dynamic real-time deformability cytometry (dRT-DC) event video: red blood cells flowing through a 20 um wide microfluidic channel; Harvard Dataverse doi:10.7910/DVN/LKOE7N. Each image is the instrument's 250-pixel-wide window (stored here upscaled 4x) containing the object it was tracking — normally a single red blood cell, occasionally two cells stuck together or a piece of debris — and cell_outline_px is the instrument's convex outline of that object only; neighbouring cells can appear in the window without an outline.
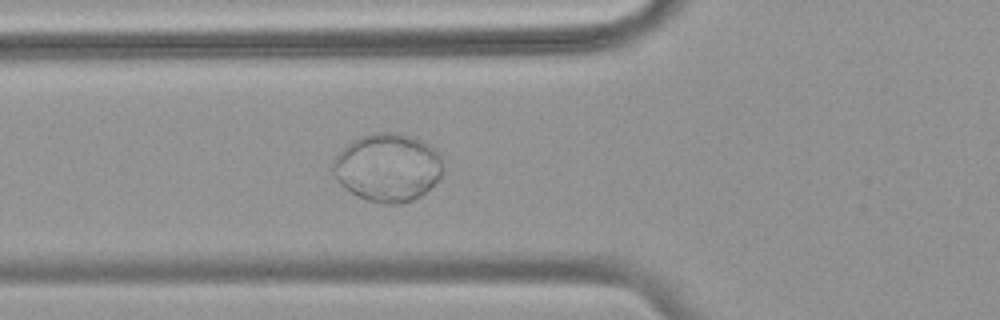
{"species": "common noctule bat (a hibernating species)", "species_latin": "Nyctalus noctula", "temperature_condition": "warm", "stored_images_in_passage": 42, "camera_frame_rate_fps": 3000, "um_per_image_px": 0.085, "animal": {"sex": "female", "body_mass_g": 18.4}, "frame": {"image": 1, "passage_image": 7, "time_ms": 2.0, "image_size_px": [1000, 320], "cell_outline_px": [[440, 180], [420, 196], [412, 200], [400, 204], [384, 204], [364, 200], [344, 188], [340, 184], [332, 168], [332, 160], [352, 140], [360, 136], [372, 132], [392, 132], [420, 140], [436, 148], [440, 156]], "centroid_in_image_um": [32.93, 14.25], "position_along_channel_um": 92.9, "area_um2": 43.58}}
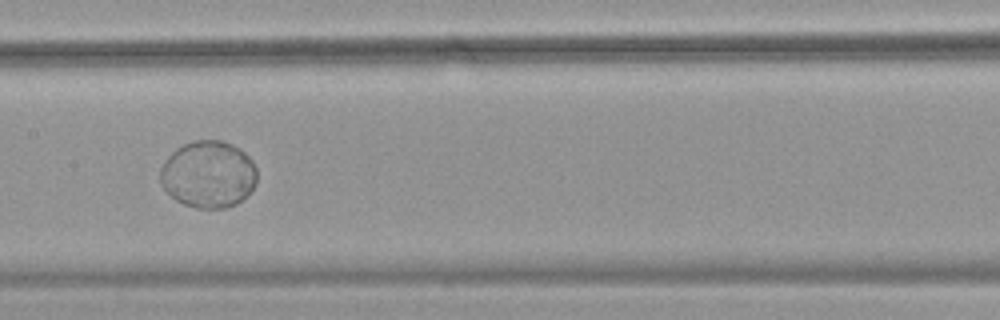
{"frame": {"image": 2, "passage_image": 15, "time_ms": 4.667, "image_size_px": [1000, 320], "cell_outline_px": [[256, 184], [236, 204], [228, 208], [196, 208], [184, 204], [176, 200], [160, 184], [160, 168], [168, 156], [176, 148], [184, 144], [196, 140], [220, 140], [232, 144], [240, 148], [252, 160], [256, 168]], "centroid_in_image_um": [17.7, 14.81], "position_along_channel_um": 189.7, "area_um2": 37.74}}
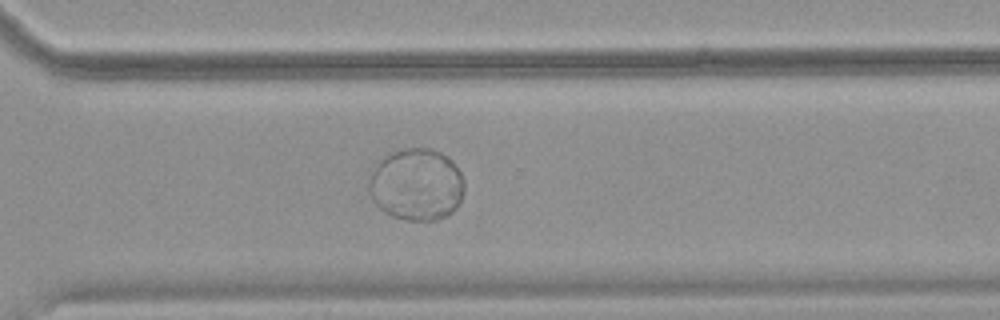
{"frame": {"image": 3, "passage_image": 27, "time_ms": 8.667, "image_size_px": [1000, 320], "cell_outline_px": [[464, 192], [456, 208], [452, 212], [436, 220], [408, 220], [392, 216], [384, 212], [372, 200], [368, 192], [368, 180], [372, 172], [380, 160], [384, 156], [392, 152], [404, 148], [432, 148], [440, 152], [452, 160], [460, 172], [464, 180]], "centroid_in_image_um": [35.39, 15.68], "position_along_channel_um": 335.2, "area_um2": 40.23}}